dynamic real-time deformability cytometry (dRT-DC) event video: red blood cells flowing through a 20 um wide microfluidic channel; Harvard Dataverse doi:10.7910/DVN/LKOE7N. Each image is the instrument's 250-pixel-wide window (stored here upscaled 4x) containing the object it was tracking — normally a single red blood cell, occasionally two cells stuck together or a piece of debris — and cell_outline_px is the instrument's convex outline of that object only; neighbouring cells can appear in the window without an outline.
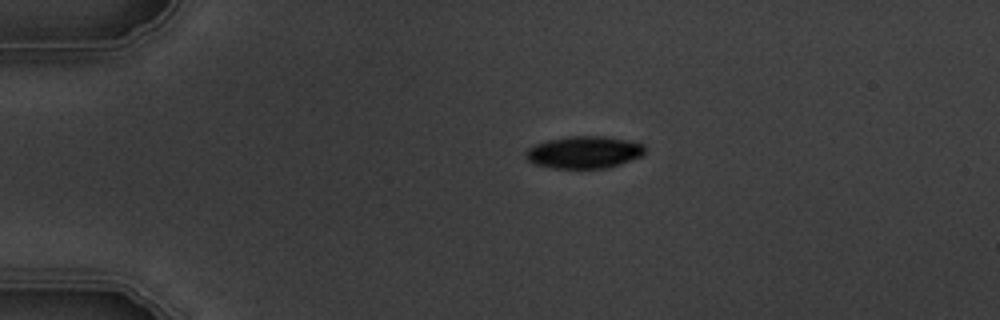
{"species": "common noctule bat (a hibernating species)", "species_latin": "Nyctalus noctula", "temperature_condition": "warm", "stored_images_in_passage": 6, "camera_frame_rate_fps": 3000, "um_per_image_px": 0.085, "animal": {"sex": "male", "body_mass_g": 19.5, "forearm_length_mm": 54.6}, "frame": {"image": 1, "passage_image": 3, "time_ms": 2.333, "image_size_px": [1000, 320], "cell_outline_px": [[644, 152], [640, 156], [620, 164], [608, 168], [552, 168], [532, 164], [524, 156], [524, 152], [528, 148], [536, 144], [548, 140], [568, 136], [600, 136], [624, 140], [644, 144]], "centroid_in_image_um": [49.58, 12.95], "position_along_channel_um": 35.4, "area_um2": 22.25}}
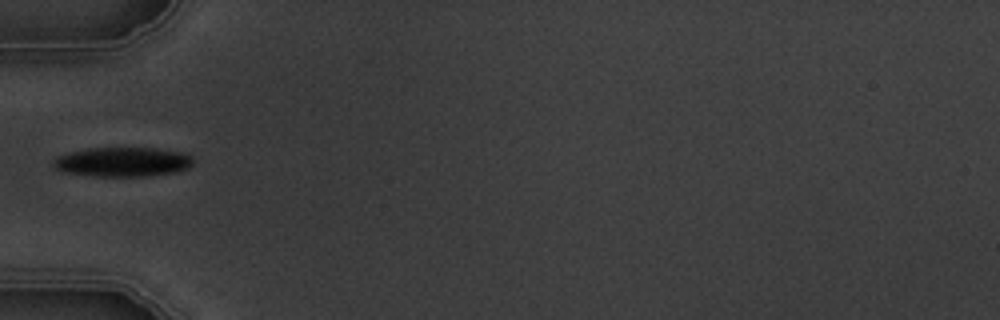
{"frame": {"image": 2, "passage_image": 5, "time_ms": 4.667, "image_size_px": [1000, 320], "cell_outline_px": [[192, 164], [188, 168], [176, 172], [152, 176], [96, 176], [64, 172], [56, 168], [52, 164], [52, 160], [56, 156], [68, 152], [88, 148], [156, 148], [180, 152], [192, 156]], "centroid_in_image_um": [10.41, 13.76], "position_along_channel_um": 74.6, "area_um2": 24.1}}
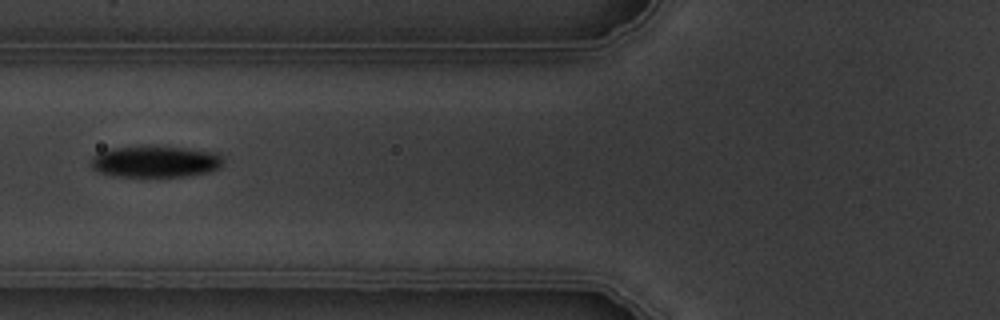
{"frame": {"image": 3, "passage_image": 6, "time_ms": 5.667, "image_size_px": [1000, 320], "cell_outline_px": [[224, 160], [220, 168], [208, 172], [184, 176], [116, 176], [100, 172], [92, 168], [92, 156], [108, 148], [148, 144], [152, 144], [188, 148], [216, 152]], "centroid_in_image_um": [13.21, 13.69], "position_along_channel_um": 112.6, "area_um2": 24.8}}